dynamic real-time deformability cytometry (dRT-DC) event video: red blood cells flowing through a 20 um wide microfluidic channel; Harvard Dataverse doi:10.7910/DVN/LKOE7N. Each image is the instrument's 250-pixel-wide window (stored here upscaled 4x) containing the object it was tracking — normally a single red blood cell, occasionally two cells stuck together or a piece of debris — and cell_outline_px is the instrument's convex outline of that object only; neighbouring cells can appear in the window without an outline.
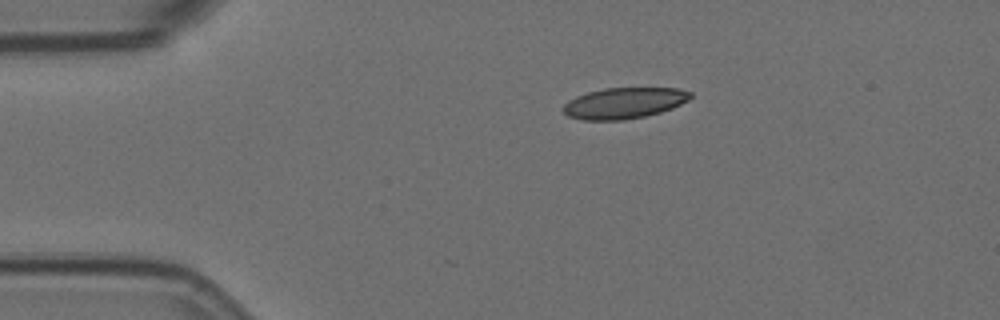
{"species": "Egyptian fruit bat (a non-hibernating species)", "species_latin": "Rousettus aegyptiacus", "temperature_condition": "room temperature", "stored_images_in_passage": 8, "camera_frame_rate_fps": 3000, "um_per_image_px": 0.085, "animal": {"sex": "female"}, "frame": {"image": 1, "passage_image": 1, "time_ms": 0.0, "image_size_px": [1000, 320], "cell_outline_px": [[692, 96], [688, 100], [672, 108], [660, 112], [644, 116], [624, 120], [584, 120], [568, 116], [564, 112], [564, 104], [568, 100], [576, 96], [588, 92], [604, 88], [680, 88], [692, 92]], "centroid_in_image_um": [53.06, 8.75], "position_along_channel_um": 31.9, "area_um2": 22.95}}
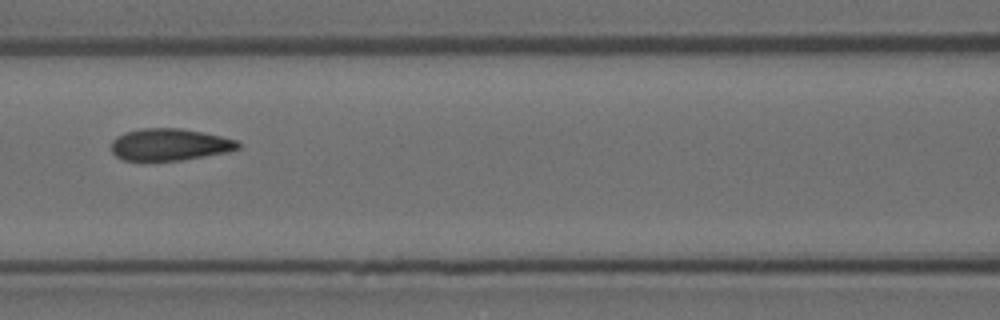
{"frame": {"image": 2, "passage_image": 5, "time_ms": 1.333, "image_size_px": [1000, 320], "cell_outline_px": [[240, 148], [228, 152], [180, 160], [124, 160], [116, 156], [112, 152], [112, 140], [116, 136], [124, 132], [140, 128], [180, 128], [220, 136], [236, 140], [240, 144]], "centroid_in_image_um": [14.39, 12.28], "position_along_channel_um": 152.2, "area_um2": 23.47}}
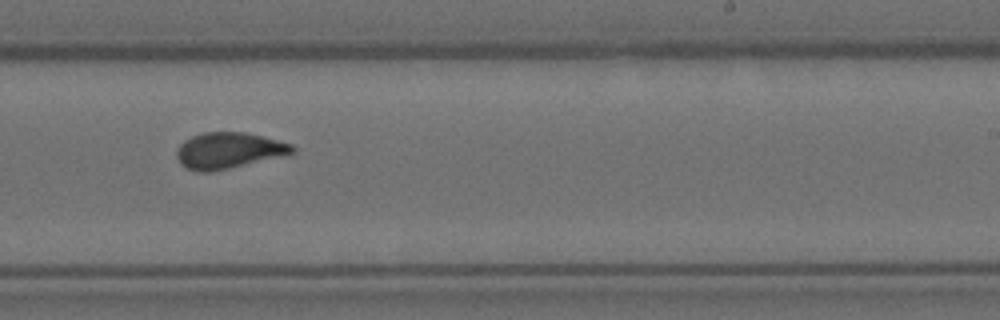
{"frame": {"image": 3, "passage_image": 8, "time_ms": 2.333, "image_size_px": [1000, 320], "cell_outline_px": [[296, 152], [228, 168], [208, 172], [196, 172], [184, 168], [180, 164], [176, 156], [176, 152], [180, 144], [184, 140], [192, 136], [204, 132], [244, 132], [292, 144], [296, 148]], "centroid_in_image_um": [19.37, 12.79], "position_along_channel_um": 269.6, "area_um2": 24.04}}